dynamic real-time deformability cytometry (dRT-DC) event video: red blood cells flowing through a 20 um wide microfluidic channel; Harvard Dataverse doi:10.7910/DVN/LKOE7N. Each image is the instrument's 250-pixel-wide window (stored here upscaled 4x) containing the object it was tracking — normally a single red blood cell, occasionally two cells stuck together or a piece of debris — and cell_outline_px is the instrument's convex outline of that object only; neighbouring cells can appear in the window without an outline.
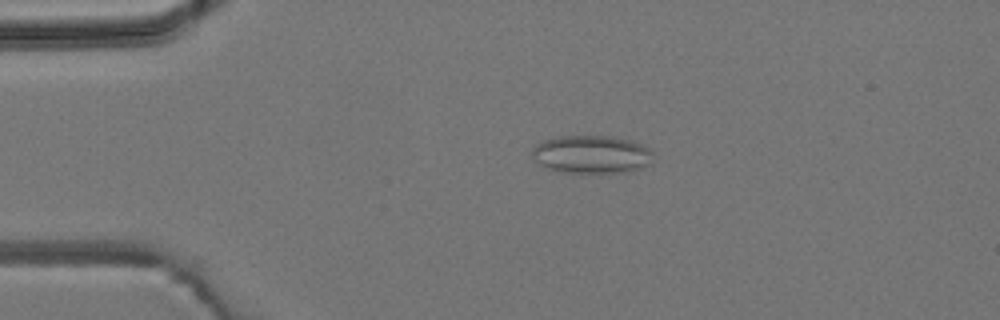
{"species": "common noctule bat (a hibernating species)", "species_latin": "Nyctalus noctula", "temperature_condition": "room temperature", "stored_images_in_passage": 3, "camera_frame_rate_fps": 3000, "um_per_image_px": 0.085, "animal": {"sex": "male", "body_mass_g": 19.2, "forearm_length_mm": 51.8}, "frame": {"image": 1, "passage_image": 2, "time_ms": 1.333, "image_size_px": [1000, 320], "cell_outline_px": [[652, 152], [648, 164], [640, 168], [624, 172], [564, 172], [548, 168], [540, 164], [532, 156], [532, 148], [536, 144], [544, 140], [556, 136], [616, 136], [632, 140], [648, 148]], "centroid_in_image_um": [50.25, 13.1], "position_along_channel_um": 34.7, "area_um2": 26.59}}